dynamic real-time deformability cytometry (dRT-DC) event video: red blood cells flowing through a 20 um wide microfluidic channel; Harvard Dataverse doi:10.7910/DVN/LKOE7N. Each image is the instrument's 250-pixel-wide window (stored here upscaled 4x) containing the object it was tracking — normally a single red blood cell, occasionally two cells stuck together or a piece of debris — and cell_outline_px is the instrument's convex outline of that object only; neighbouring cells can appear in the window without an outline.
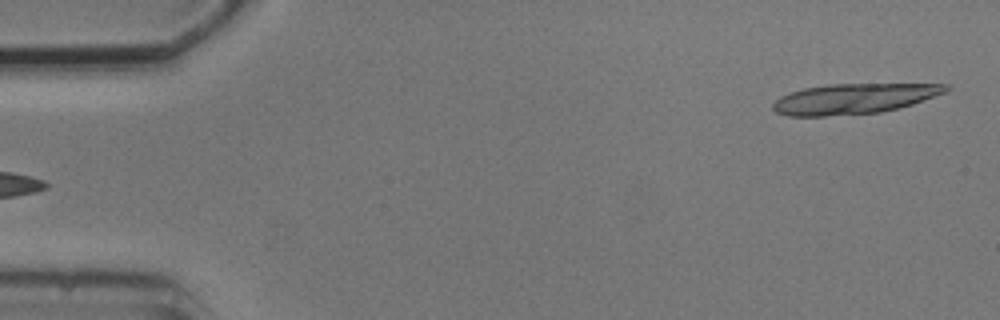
{"species": "common noctule bat (a hibernating species)", "species_latin": "Nyctalus noctula", "temperature_condition": "cold", "stored_images_in_passage": 5, "segment_of_instrument_passage": [2, 2], "camera_frame_rate_fps": 3000, "um_per_image_px": 0.085, "animal": {"sex": "male", "body_mass_g": 20.5, "forearm_length_mm": 52.5}, "frame": {"image": 1, "passage_image": 5, "time_ms": 5.667, "image_size_px": [1000, 320], "cell_outline_px": [[948, 92], [900, 108], [880, 112], [824, 116], [788, 116], [776, 112], [772, 108], [772, 104], [780, 96], [804, 88], [828, 84], [948, 84]], "centroid_in_image_um": [72.58, 8.39], "position_along_channel_um": 12.4, "area_um2": 30.46}}